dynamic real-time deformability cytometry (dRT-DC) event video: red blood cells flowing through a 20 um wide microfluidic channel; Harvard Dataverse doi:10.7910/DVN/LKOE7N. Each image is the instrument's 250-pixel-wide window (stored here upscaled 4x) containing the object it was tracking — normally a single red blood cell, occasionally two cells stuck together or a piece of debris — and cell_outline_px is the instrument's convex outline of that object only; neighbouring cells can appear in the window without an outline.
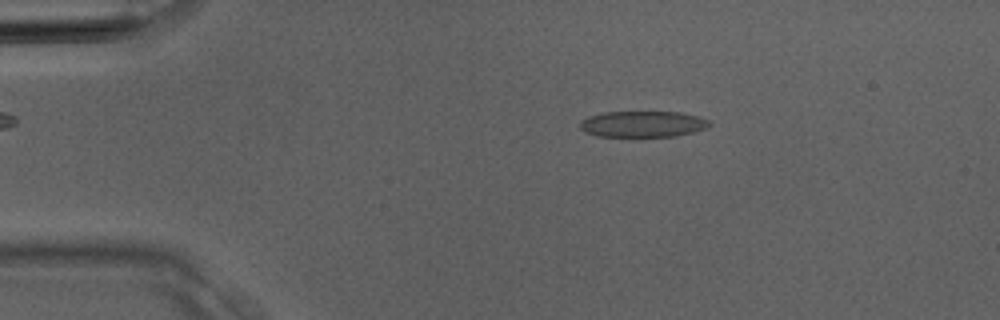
{"species": "Egyptian fruit bat (a non-hibernating species)", "species_latin": "Rousettus aegyptiacus", "temperature_condition": "room temperature", "stored_images_in_passage": 3, "camera_frame_rate_fps": 3000, "um_per_image_px": 0.085, "animal": {"sex": "male"}, "frame": {"image": 1, "passage_image": 2, "time_ms": 0.333, "image_size_px": [1000, 320], "cell_outline_px": [[712, 124], [696, 132], [676, 136], [596, 136], [584, 132], [580, 128], [580, 120], [588, 116], [604, 112], [680, 112], [700, 116], [708, 120]], "centroid_in_image_um": [54.63, 10.54], "position_along_channel_um": 30.4, "area_um2": 19.83}}